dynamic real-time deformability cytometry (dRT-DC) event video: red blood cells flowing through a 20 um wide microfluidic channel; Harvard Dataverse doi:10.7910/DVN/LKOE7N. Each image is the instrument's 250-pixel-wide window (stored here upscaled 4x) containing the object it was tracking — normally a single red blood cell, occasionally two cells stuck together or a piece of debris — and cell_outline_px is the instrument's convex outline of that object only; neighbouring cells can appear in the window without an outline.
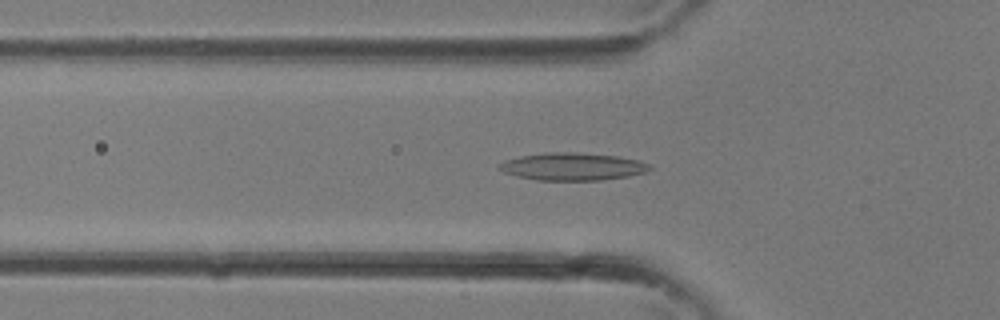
{"species": "common noctule bat (a hibernating species)", "species_latin": "Nyctalus noctula", "temperature_condition": "room temperature", "stored_images_in_passage": 33, "camera_frame_rate_fps": 3000, "um_per_image_px": 0.085, "animal": {"sex": "female"}, "frame": {"image": 1, "passage_image": 11, "time_ms": 3.333, "image_size_px": [1000, 320], "cell_outline_px": [[652, 168], [644, 172], [628, 176], [600, 180], [536, 180], [516, 176], [504, 172], [496, 168], [496, 164], [504, 160], [520, 156], [544, 152], [572, 152], [616, 156], [640, 160], [648, 164]], "centroid_in_image_um": [48.59, 14.15], "position_along_channel_um": 77.2, "area_um2": 24.22}}
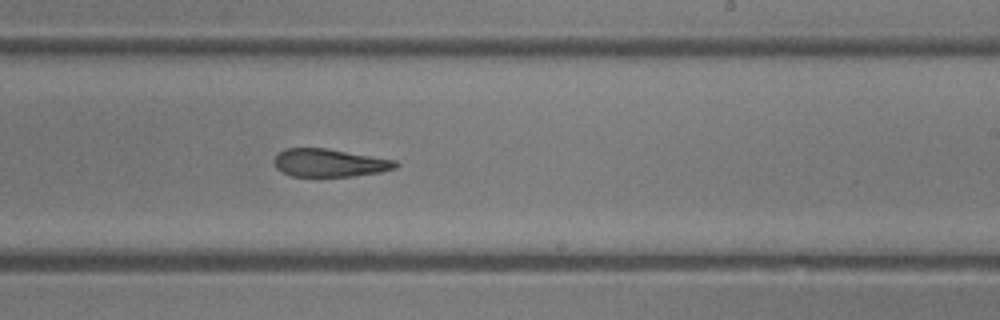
{"frame": {"image": 2, "passage_image": 20, "time_ms": 6.333, "image_size_px": [1000, 320], "cell_outline_px": [[400, 164], [396, 168], [380, 172], [352, 176], [292, 176], [276, 168], [272, 160], [284, 148], [328, 148], [396, 160]], "centroid_in_image_um": [28.02, 13.83], "position_along_channel_um": 261.0, "area_um2": 19.83}}
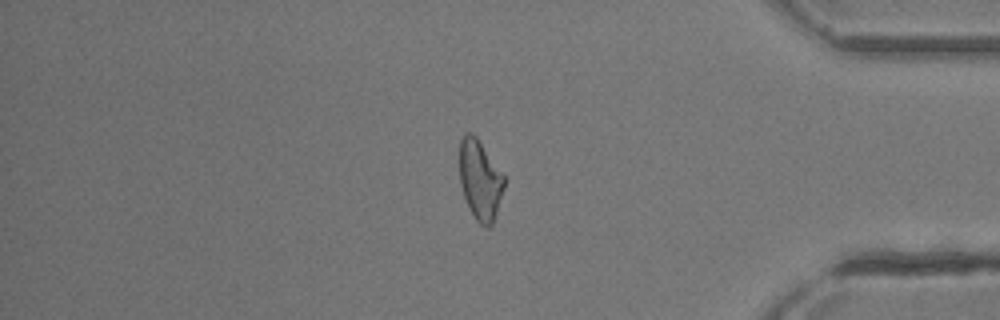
{"frame": {"image": 3, "passage_image": 28, "time_ms": 9.0, "image_size_px": [1000, 320], "cell_outline_px": [[504, 188], [496, 216], [492, 224], [488, 228], [480, 224], [476, 220], [464, 196], [460, 184], [460, 140], [468, 132], [472, 132], [476, 136], [504, 176]], "centroid_in_image_um": [40.81, 15.31], "position_along_channel_um": 394.4, "area_um2": 20.46}}